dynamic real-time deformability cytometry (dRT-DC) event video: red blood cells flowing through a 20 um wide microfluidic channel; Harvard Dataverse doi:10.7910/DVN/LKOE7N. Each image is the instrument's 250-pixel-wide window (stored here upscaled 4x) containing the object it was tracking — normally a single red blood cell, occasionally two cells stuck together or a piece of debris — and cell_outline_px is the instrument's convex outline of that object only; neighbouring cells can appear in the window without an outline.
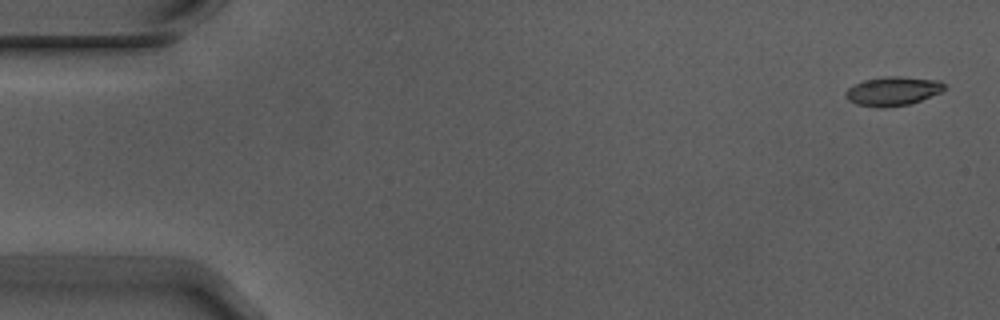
{"species": "Egyptian fruit bat (a non-hibernating species)", "species_latin": "Rousettus aegyptiacus", "temperature_condition": "warm", "stored_images_in_passage": 5, "segment_of_instrument_passage": [1, 2], "camera_frame_rate_fps": 3000, "um_per_image_px": 0.085, "animal": {"sex": "male"}, "frame": {"image": 1, "passage_image": 1, "time_ms": 0.0, "image_size_px": [1000, 320], "cell_outline_px": [[948, 88], [940, 92], [920, 100], [908, 104], [884, 108], [880, 108], [856, 104], [848, 100], [844, 96], [844, 92], [848, 88], [864, 80], [888, 76], [900, 76], [940, 80]], "centroid_in_image_um": [75.88, 7.74], "position_along_channel_um": 9.1, "area_um2": 16.7}}